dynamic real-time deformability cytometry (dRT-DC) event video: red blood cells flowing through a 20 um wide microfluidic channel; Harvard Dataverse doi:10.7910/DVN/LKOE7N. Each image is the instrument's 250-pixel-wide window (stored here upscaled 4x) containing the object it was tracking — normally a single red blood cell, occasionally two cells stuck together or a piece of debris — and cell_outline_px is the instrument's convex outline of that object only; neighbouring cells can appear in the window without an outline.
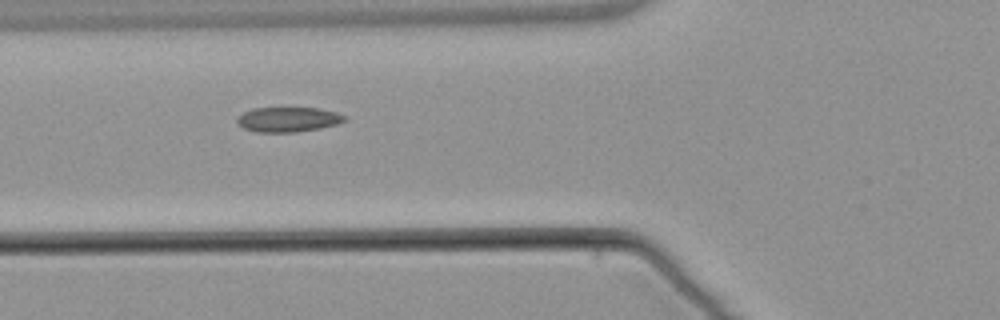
{"species": "common noctule bat (a hibernating species)", "species_latin": "Nyctalus noctula", "temperature_condition": "warm", "stored_images_in_passage": 7, "camera_frame_rate_fps": 3000, "um_per_image_px": 0.085, "animal": {"sex": "male", "body_mass_g": 21.5, "forearm_length_mm": 52.0}, "frame": {"image": 1, "passage_image": 6, "time_ms": 7.0, "image_size_px": [1000, 320], "cell_outline_px": [[348, 120], [340, 124], [320, 128], [296, 132], [256, 132], [244, 128], [236, 120], [236, 116], [252, 108], [320, 108], [336, 112], [344, 116]], "centroid_in_image_um": [24.51, 10.15], "position_along_channel_um": 101.3, "area_um2": 15.66}}